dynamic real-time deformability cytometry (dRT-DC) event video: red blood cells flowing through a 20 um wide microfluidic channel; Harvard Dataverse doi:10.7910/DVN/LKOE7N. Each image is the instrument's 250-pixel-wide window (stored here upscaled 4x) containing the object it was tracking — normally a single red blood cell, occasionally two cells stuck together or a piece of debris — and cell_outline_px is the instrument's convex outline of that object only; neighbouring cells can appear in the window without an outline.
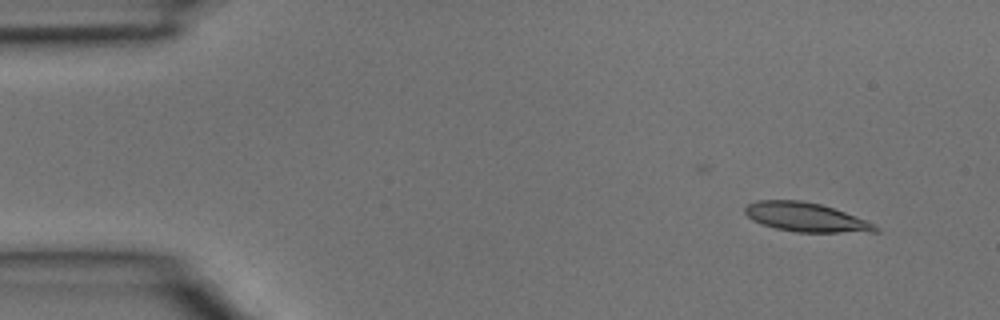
{"species": "common noctule bat (a hibernating species)", "species_latin": "Nyctalus noctula", "temperature_condition": "room temperature", "stored_images_in_passage": 5, "camera_frame_rate_fps": 3000, "um_per_image_px": 0.085, "animal": {"sex": "male", "body_mass_g": 15.6}, "frame": {"image": 1, "passage_image": 3, "time_ms": 0.667, "image_size_px": [1000, 320], "cell_outline_px": [[880, 232], [796, 232], [776, 228], [752, 220], [744, 212], [744, 208], [748, 204], [756, 200], [804, 200], [820, 204], [868, 220], [880, 228]], "centroid_in_image_um": [68.52, 18.46], "position_along_channel_um": 16.5, "area_um2": 22.08}}
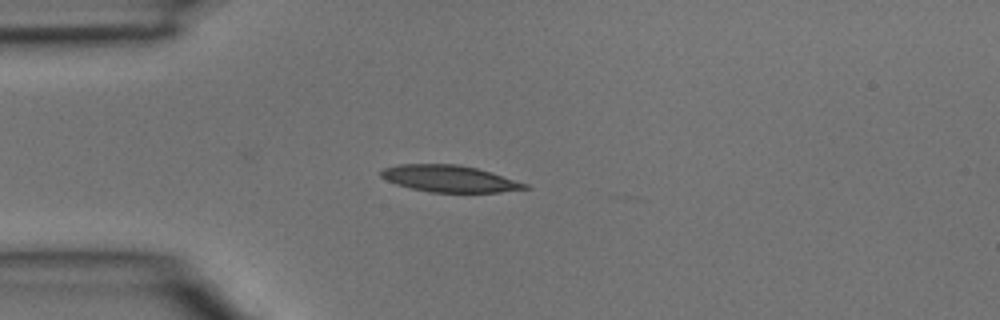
{"frame": {"image": 2, "passage_image": 5, "time_ms": 1.333, "image_size_px": [1000, 320], "cell_outline_px": [[532, 188], [500, 192], [428, 192], [396, 184], [380, 176], [380, 172], [384, 168], [400, 164], [456, 164], [476, 168], [528, 184]], "centroid_in_image_um": [38.2, 15.19], "position_along_channel_um": 46.8, "area_um2": 22.14}}